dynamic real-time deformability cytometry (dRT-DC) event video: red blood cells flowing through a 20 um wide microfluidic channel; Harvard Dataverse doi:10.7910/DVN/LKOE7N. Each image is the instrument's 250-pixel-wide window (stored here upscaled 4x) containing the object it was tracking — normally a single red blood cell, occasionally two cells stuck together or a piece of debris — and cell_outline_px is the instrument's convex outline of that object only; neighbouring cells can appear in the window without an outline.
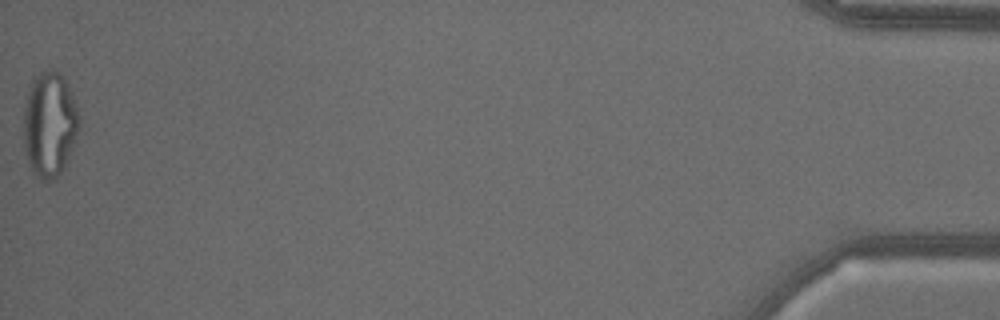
{"species": "common noctule bat (a hibernating species)", "species_latin": "Nyctalus noctula", "temperature_condition": "warm", "stored_images_in_passage": 40, "camera_frame_rate_fps": 3000, "um_per_image_px": 0.085, "animal": {"sex": "male", "body_mass_g": 18.8}, "frame": {"image": 1, "passage_image": 40, "time_ms": 13.0, "image_size_px": [1000, 320], "cell_outline_px": [[80, 124], [68, 160], [56, 180], [40, 180], [32, 172], [24, 152], [24, 108], [28, 88], [32, 80], [40, 72], [48, 68], [56, 68], [60, 72], [72, 96], [80, 116]], "centroid_in_image_um": [4.2, 10.58], "position_along_channel_um": 431.0, "area_um2": 34.33}, "authors_computed_cell_mechanics": {"area_um2": 27.0793, "velocity_mm_per_s": 3.7596, "shape_relaxation_time_tau1_ms": null, "shape_relaxation_time_tau2_ms": 0.9429, "deformation_change_tau1": null, "deformation_change_tau2": 0.108}}